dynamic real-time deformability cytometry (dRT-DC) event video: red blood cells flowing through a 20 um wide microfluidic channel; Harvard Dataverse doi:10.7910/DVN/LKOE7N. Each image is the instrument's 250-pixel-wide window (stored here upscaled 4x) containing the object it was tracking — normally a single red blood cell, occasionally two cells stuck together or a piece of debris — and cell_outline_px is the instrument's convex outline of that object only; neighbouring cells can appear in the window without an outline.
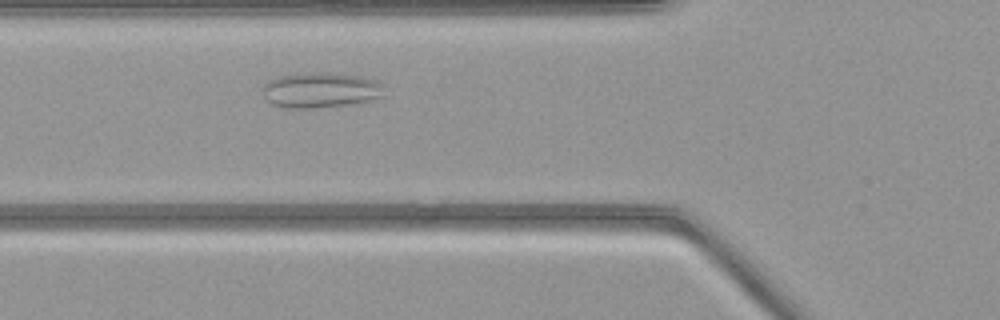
{"species": "common noctule bat (a hibernating species)", "species_latin": "Nyctalus noctula", "temperature_condition": "warm", "stored_images_in_passage": 39, "camera_frame_rate_fps": 3000, "um_per_image_px": 0.085, "animal": {"sex": "female", "body_mass_g": 21.9}, "frame": {"image": 1, "passage_image": 7, "time_ms": 2.0, "image_size_px": [1000, 320], "cell_outline_px": [[384, 96], [372, 100], [352, 104], [316, 108], [284, 108], [272, 104], [264, 96], [264, 84], [268, 80], [280, 76], [308, 72], [328, 72], [360, 76], [376, 80], [384, 84]], "centroid_in_image_um": [27.3, 7.66], "position_along_channel_um": 98.5, "area_um2": 25.37}}
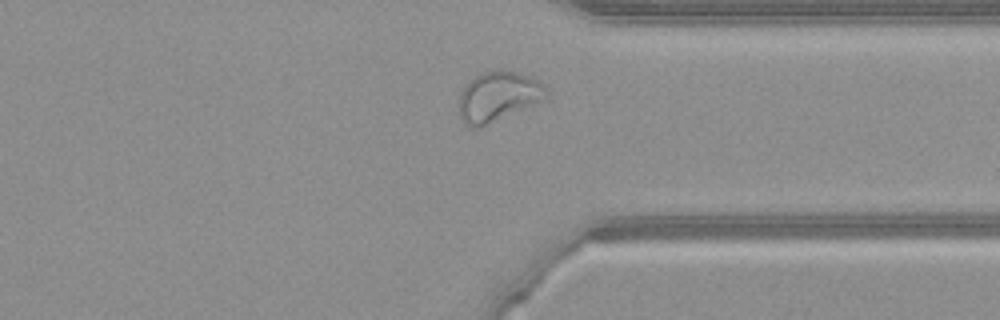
{"frame": {"image": 2, "passage_image": 28, "time_ms": 9.0, "image_size_px": [1000, 320], "cell_outline_px": [[548, 96], [540, 100], [484, 124], [464, 124], [460, 116], [460, 92], [480, 72], [496, 68], [520, 72], [536, 80], [548, 92]], "centroid_in_image_um": [42.32, 8.1], "position_along_channel_um": 369.1, "area_um2": 24.04}}
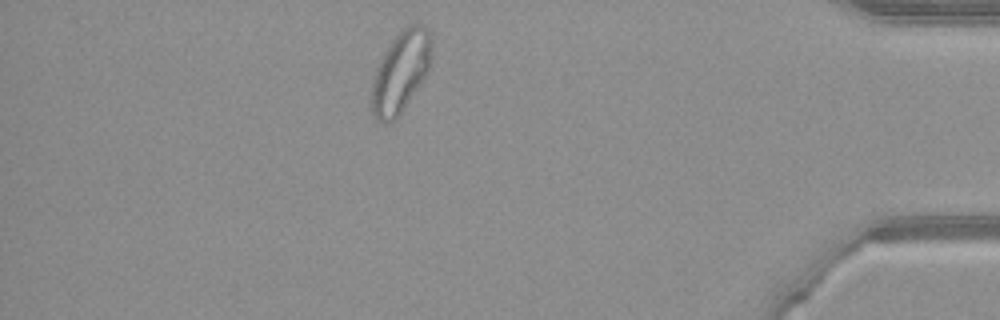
{"frame": {"image": 3, "passage_image": 34, "time_ms": 11.0, "image_size_px": [1000, 320], "cell_outline_px": [[432, 56], [428, 72], [396, 120], [392, 124], [384, 124], [376, 120], [372, 112], [372, 80], [376, 68], [380, 60], [396, 36], [408, 24], [424, 24], [432, 40]], "centroid_in_image_um": [34.07, 6.15], "position_along_channel_um": 401.1, "area_um2": 28.38}}